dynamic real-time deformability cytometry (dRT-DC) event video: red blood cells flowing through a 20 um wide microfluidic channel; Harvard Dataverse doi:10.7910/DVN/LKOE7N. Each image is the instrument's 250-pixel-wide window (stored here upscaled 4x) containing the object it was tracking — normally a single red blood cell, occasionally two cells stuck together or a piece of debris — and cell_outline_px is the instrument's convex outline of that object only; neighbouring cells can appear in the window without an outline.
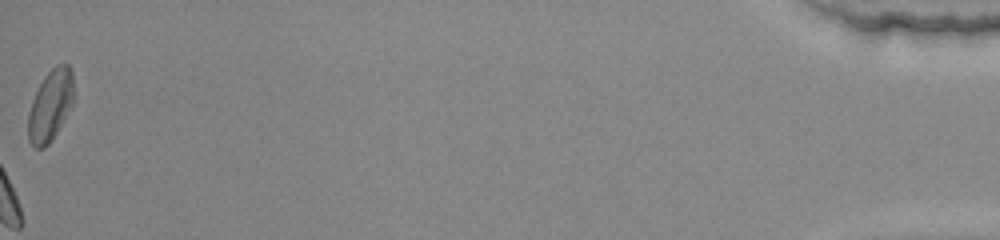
{"species": "common noctule bat (a hibernating species)", "species_latin": "Nyctalus noctula", "temperature_condition": "warm", "stored_images_in_passage": 36, "camera_frame_rate_fps": 3000, "um_per_image_px": 0.085, "animal": {"sex": "female", "body_mass_g": 22.0, "forearm_length_mm": 56.7}, "frame": {"image": 1, "passage_image": 36, "time_ms": 11.667, "image_size_px": [1000, 240], "cell_outline_px": [[72, 104], [56, 132], [48, 144], [44, 148], [36, 148], [28, 140], [28, 112], [32, 100], [44, 76], [56, 64], [68, 64], [72, 68]], "centroid_in_image_um": [4.26, 8.94], "position_along_channel_um": 430.9, "area_um2": 18.5}}